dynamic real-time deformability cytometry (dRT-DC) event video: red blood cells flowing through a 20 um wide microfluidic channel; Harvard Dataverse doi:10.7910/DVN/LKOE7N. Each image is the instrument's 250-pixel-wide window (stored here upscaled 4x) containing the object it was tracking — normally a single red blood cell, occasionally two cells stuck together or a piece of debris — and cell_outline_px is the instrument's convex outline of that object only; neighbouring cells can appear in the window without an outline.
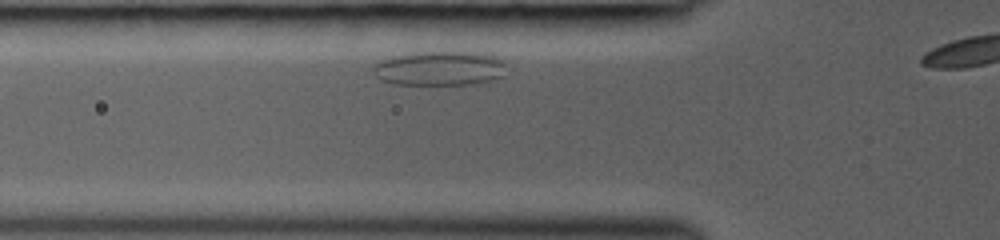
{"species": "common noctule bat (a hibernating species)", "species_latin": "Nyctalus noctula", "temperature_condition": "room temperature", "stored_images_in_passage": 4, "segment_of_instrument_passage": [1, 2], "camera_frame_rate_fps": 3000, "um_per_image_px": 0.085, "animal": {"sex": "female", "body_mass_g": 19.0, "forearm_length_mm": 53.3}, "frame": {"image": 1, "passage_image": 3, "time_ms": 0.667, "image_size_px": [1000, 240], "cell_outline_px": [[504, 76], [492, 80], [468, 84], [392, 84], [380, 80], [372, 72], [372, 68], [380, 60], [396, 56], [424, 52], [480, 52], [496, 56], [504, 60]], "centroid_in_image_um": [37.39, 5.81], "position_along_channel_um": 88.4, "area_um2": 26.65}}